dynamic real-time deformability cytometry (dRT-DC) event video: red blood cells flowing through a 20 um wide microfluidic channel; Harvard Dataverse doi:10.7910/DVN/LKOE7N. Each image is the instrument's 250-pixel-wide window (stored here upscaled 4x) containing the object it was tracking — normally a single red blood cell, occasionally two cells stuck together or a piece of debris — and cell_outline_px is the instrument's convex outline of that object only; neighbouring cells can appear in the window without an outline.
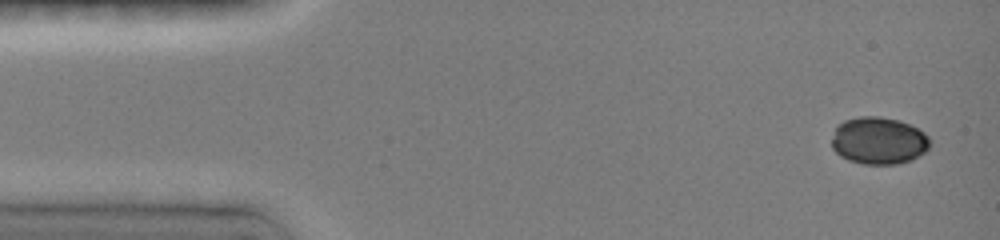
{"species": "common noctule bat (a hibernating species)", "species_latin": "Nyctalus noctula", "temperature_condition": "room temperature", "stored_images_in_passage": 28, "camera_frame_rate_fps": 3000, "um_per_image_px": 0.085, "animal": {"sex": "female", "body_mass_g": 19.0, "forearm_length_mm": 51.5}, "frame": {"image": 1, "passage_image": 1, "time_ms": 0.0, "image_size_px": [1000, 240], "cell_outline_px": [[928, 148], [924, 152], [908, 160], [896, 164], [864, 164], [848, 160], [840, 156], [832, 148], [832, 136], [836, 128], [844, 120], [860, 116], [880, 116], [900, 120], [924, 132], [928, 136]], "centroid_in_image_um": [74.65, 11.94], "position_along_channel_um": 10.4, "area_um2": 26.82}}
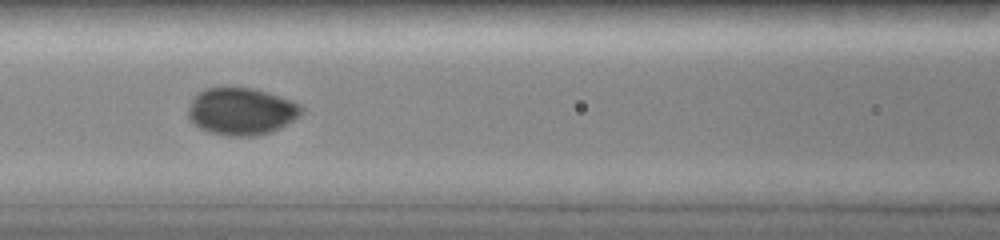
{"frame": {"image": 2, "passage_image": 15, "time_ms": 6.0, "image_size_px": [1000, 240], "cell_outline_px": [[304, 112], [300, 116], [280, 128], [272, 132], [256, 136], [224, 136], [208, 132], [200, 128], [188, 116], [188, 108], [192, 100], [200, 92], [208, 88], [252, 88], [292, 100], [300, 104], [304, 108]], "centroid_in_image_um": [20.56, 9.49], "position_along_channel_um": 146.0, "area_um2": 31.1}}
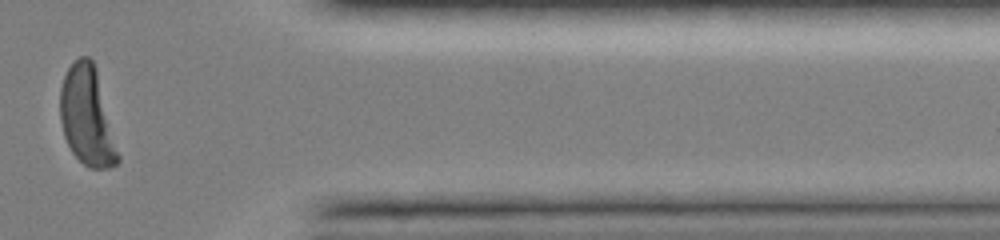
{"frame": {"image": 3, "passage_image": 26, "time_ms": 12.667, "image_size_px": [1000, 240], "cell_outline_px": [[120, 160], [116, 164], [108, 168], [88, 168], [72, 152], [64, 136], [60, 120], [60, 88], [64, 76], [68, 68], [80, 56], [88, 56], [92, 60], [96, 68], [120, 156]], "centroid_in_image_um": [7.4, 9.9], "position_along_channel_um": 404.0, "area_um2": 33.06}}